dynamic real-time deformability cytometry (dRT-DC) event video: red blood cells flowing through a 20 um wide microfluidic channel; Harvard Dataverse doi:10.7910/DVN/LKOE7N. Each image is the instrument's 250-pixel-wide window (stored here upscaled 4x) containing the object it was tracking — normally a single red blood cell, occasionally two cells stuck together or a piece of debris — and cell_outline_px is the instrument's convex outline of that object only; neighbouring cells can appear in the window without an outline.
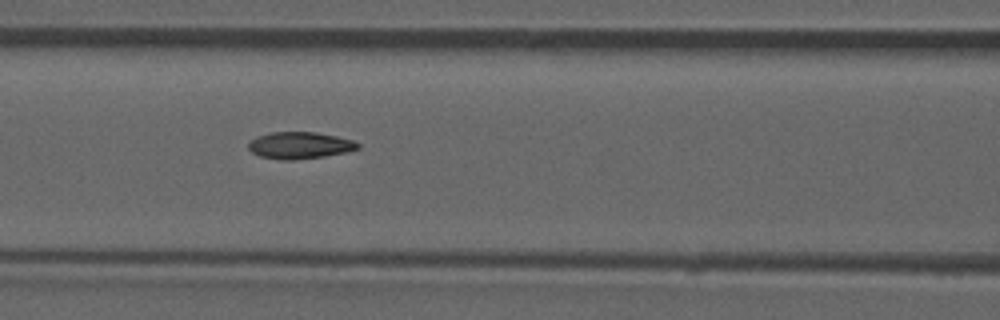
{"species": "common noctule bat (a hibernating species)", "species_latin": "Nyctalus noctula", "temperature_condition": "room temperature", "stored_images_in_passage": 53, "camera_frame_rate_fps": 3000, "um_per_image_px": 0.085, "animal": {"sex": "male", "forearm_length_mm": 52.5}, "frame": {"image": 1, "passage_image": 23, "time_ms": 7.333, "image_size_px": [1000, 320], "cell_outline_px": [[360, 148], [344, 152], [324, 156], [292, 160], [280, 160], [260, 156], [252, 152], [248, 148], [248, 144], [256, 136], [272, 132], [316, 132], [336, 136], [352, 140], [360, 144]], "centroid_in_image_um": [25.46, 12.35], "position_along_channel_um": 141.1, "area_um2": 16.99}, "authors_computed_cell_mechanics": {"area_um2": 17.1666, "velocity_mm_per_s": 3.8612, "shape_relaxation_time_tau1_ms": null, "shape_relaxation_time_tau2_ms": 2.7412, "deformation_change_tau1": null, "deformation_change_tau2": 0.0897}}